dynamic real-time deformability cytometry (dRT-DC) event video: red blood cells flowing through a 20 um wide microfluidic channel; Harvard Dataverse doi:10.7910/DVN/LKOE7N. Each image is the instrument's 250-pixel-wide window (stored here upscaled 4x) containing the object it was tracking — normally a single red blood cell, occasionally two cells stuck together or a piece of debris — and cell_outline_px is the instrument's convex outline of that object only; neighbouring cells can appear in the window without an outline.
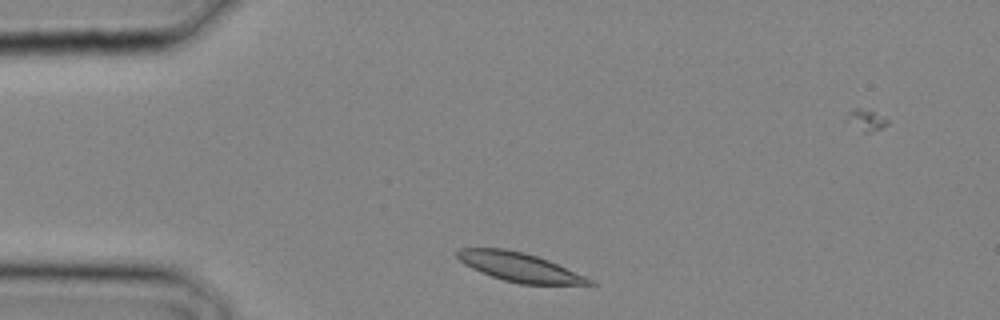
{"species": "common noctule bat (a hibernating species)", "species_latin": "Nyctalus noctula", "temperature_condition": "cold", "stored_images_in_passage": 24, "camera_frame_rate_fps": 3000, "um_per_image_px": 0.085, "animal": {"sex": "male", "body_mass_g": 20.4}, "frame": {"image": 1, "passage_image": 2, "time_ms": 0.333, "image_size_px": [1000, 320], "cell_outline_px": [[596, 284], [520, 284], [504, 280], [480, 272], [464, 264], [456, 256], [456, 252], [460, 248], [504, 248], [524, 252], [548, 260], [584, 276], [592, 280]], "centroid_in_image_um": [44.1, 22.69], "position_along_channel_um": 40.9, "area_um2": 21.91}}
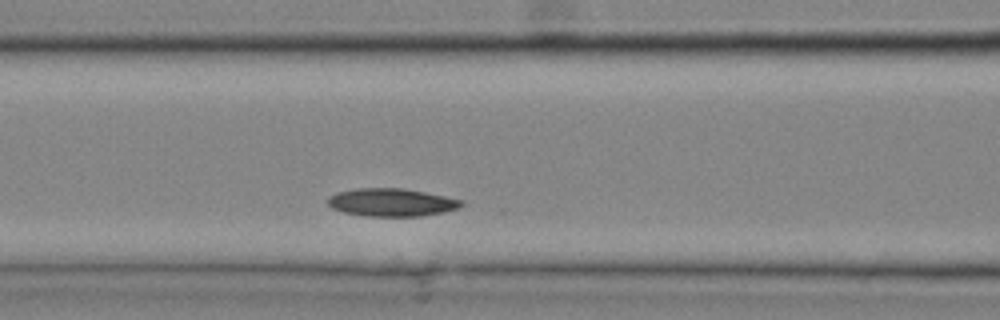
{"frame": {"image": 2, "passage_image": 8, "time_ms": 2.333, "image_size_px": [1000, 320], "cell_outline_px": [[464, 204], [456, 208], [444, 212], [420, 216], [368, 216], [344, 212], [332, 208], [328, 204], [328, 196], [336, 192], [356, 188], [404, 188], [464, 200]], "centroid_in_image_um": [33.26, 17.19], "position_along_channel_um": 133.3, "area_um2": 21.68}}
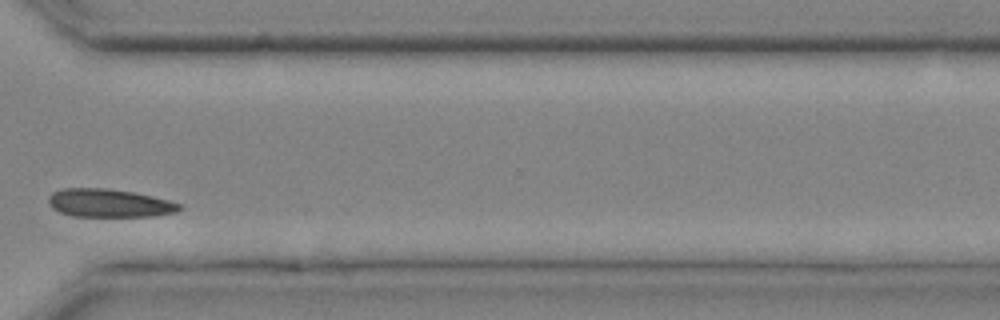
{"frame": {"image": 3, "passage_image": 19, "time_ms": 6.0, "image_size_px": [1000, 320], "cell_outline_px": [[180, 208], [176, 212], [156, 216], [72, 216], [60, 212], [52, 208], [48, 204], [48, 196], [52, 192], [60, 188], [104, 188], [132, 192], [152, 196], [168, 200], [180, 204]], "centroid_in_image_um": [9.23, 17.26], "position_along_channel_um": 361.4, "area_um2": 21.5}}